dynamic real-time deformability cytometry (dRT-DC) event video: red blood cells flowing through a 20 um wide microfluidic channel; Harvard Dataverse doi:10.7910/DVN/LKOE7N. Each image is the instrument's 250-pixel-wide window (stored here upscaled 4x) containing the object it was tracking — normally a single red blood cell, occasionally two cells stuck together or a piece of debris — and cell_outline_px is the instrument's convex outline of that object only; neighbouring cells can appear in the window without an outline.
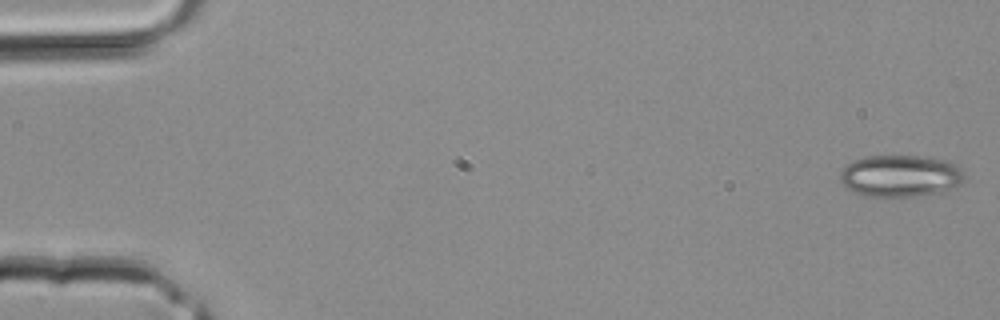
{"species": "common noctule bat (a hibernating species)", "species_latin": "Nyctalus noctula", "temperature_condition": "room temperature", "stored_images_in_passage": 3, "camera_frame_rate_fps": 3000, "um_per_image_px": 0.085, "animal": {"sex": "male", "body_mass_g": 20.4}, "frame": {"image": 1, "passage_image": 1, "time_ms": 0.0, "image_size_px": [1000, 320], "cell_outline_px": [[968, 176], [960, 184], [944, 192], [912, 196], [864, 196], [848, 188], [840, 180], [840, 172], [852, 160], [868, 156], [920, 156], [944, 160], [960, 168]], "centroid_in_image_um": [76.56, 14.95], "position_along_channel_um": 8.4, "area_um2": 30.23}}